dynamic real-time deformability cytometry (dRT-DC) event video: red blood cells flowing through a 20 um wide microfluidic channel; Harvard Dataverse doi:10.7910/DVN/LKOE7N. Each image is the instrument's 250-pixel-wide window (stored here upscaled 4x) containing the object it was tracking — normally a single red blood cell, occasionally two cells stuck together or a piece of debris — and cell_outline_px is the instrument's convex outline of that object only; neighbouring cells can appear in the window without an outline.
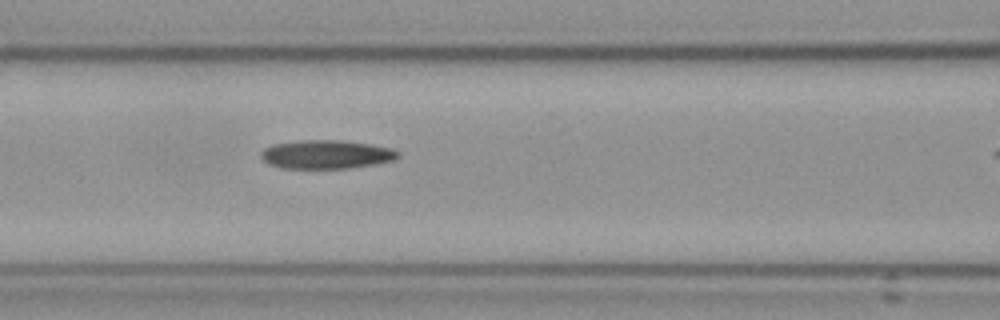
{"species": "Egyptian fruit bat (a non-hibernating species)", "species_latin": "Rousettus aegyptiacus", "temperature_condition": "cold", "stored_images_in_passage": 5, "camera_frame_rate_fps": 3000, "um_per_image_px": 0.085, "frame": {"image": 1, "passage_image": 4, "time_ms": 3.333, "image_size_px": [1000, 320], "cell_outline_px": [[400, 156], [392, 160], [372, 164], [348, 168], [280, 168], [268, 164], [260, 156], [260, 152], [264, 148], [272, 144], [300, 140], [344, 140], [368, 144], [388, 148], [400, 152]], "centroid_in_image_um": [27.67, 13.12], "position_along_channel_um": 138.9, "area_um2": 22.77}}